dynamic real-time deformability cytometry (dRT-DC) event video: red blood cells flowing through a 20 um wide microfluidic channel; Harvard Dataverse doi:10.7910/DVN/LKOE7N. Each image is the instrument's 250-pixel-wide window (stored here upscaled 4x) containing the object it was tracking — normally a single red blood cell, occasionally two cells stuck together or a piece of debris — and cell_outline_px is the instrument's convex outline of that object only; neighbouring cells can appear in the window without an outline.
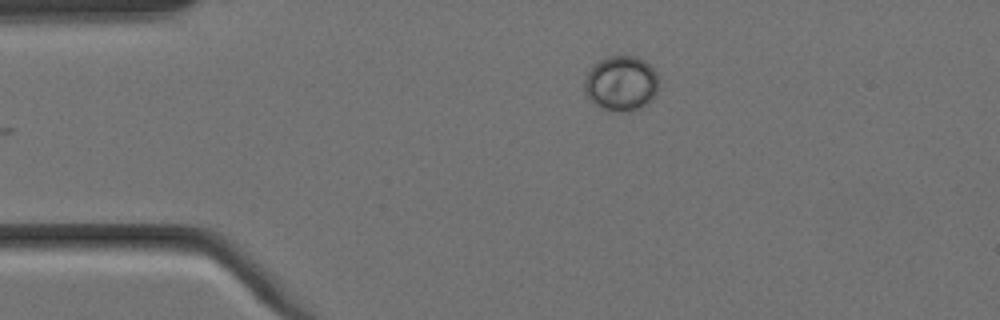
{"species": "Egyptian fruit bat (a non-hibernating species)", "species_latin": "Rousettus aegyptiacus", "temperature_condition": "cold", "stored_images_in_passage": 2, "camera_frame_rate_fps": 3000, "um_per_image_px": 0.085, "animal": {"sex": "female"}, "frame": {"image": 1, "passage_image": 2, "time_ms": 0.333, "image_size_px": [1000, 320], "cell_outline_px": [[656, 96], [648, 104], [640, 108], [612, 112], [600, 108], [588, 100], [584, 92], [584, 80], [592, 64], [608, 56], [636, 56], [644, 60], [656, 72]], "centroid_in_image_um": [52.75, 7.1], "position_along_channel_um": 32.3, "area_um2": 23.99}}